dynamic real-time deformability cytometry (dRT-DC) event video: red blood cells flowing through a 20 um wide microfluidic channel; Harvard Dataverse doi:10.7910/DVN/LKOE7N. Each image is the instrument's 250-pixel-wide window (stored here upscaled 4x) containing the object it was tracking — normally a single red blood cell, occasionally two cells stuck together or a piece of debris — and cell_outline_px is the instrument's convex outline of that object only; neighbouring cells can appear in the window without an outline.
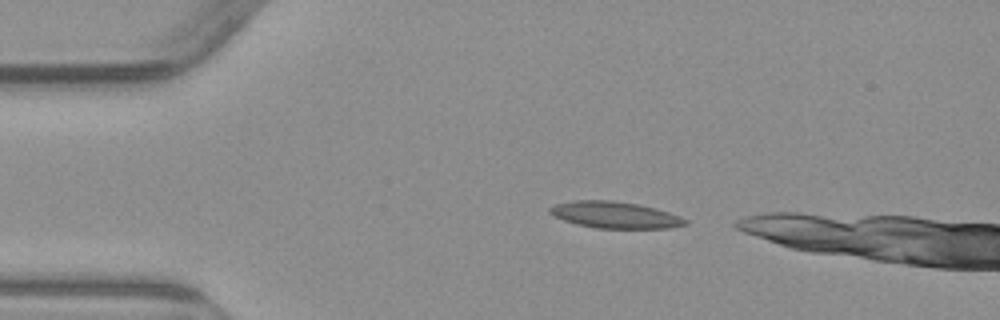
{"species": "common noctule bat (a hibernating species)", "species_latin": "Nyctalus noctula", "temperature_condition": "warm", "stored_images_in_passage": 3, "camera_frame_rate_fps": 3000, "um_per_image_px": 0.085, "animal": {"sex": "male", "body_mass_g": 23.1, "forearm_length_mm": 52.7}, "frame": {"image": 1, "passage_image": 1, "time_ms": 0.0, "image_size_px": [1000, 320], "cell_outline_px": [[688, 224], [668, 228], [596, 228], [576, 224], [564, 220], [548, 212], [548, 208], [556, 204], [572, 200], [612, 200], [640, 204], [656, 208], [680, 216], [688, 220]], "centroid_in_image_um": [52.28, 18.26], "position_along_channel_um": 32.7, "area_um2": 21.04}}